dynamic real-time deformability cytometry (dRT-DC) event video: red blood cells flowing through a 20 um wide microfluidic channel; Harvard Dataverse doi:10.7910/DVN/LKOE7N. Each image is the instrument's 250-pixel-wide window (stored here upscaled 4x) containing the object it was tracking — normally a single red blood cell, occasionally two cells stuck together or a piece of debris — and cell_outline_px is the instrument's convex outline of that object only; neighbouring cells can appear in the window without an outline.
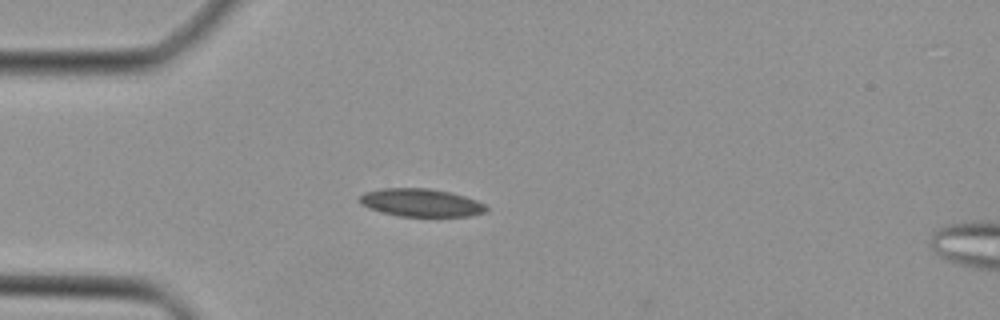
{"species": "Egyptian fruit bat (a non-hibernating species)", "species_latin": "Rousettus aegyptiacus", "temperature_condition": "cold", "stored_images_in_passage": 27, "camera_frame_rate_fps": 3000, "um_per_image_px": 0.085, "animal": {"sex": "female"}, "frame": {"image": 1, "passage_image": 1, "time_ms": 0.0, "image_size_px": [1000, 320], "cell_outline_px": [[488, 208], [484, 212], [468, 216], [400, 216], [384, 212], [360, 204], [360, 196], [364, 192], [384, 188], [428, 188], [448, 192], [464, 196], [476, 200], [484, 204]], "centroid_in_image_um": [35.79, 17.22], "position_along_channel_um": 49.2, "area_um2": 20.23}}
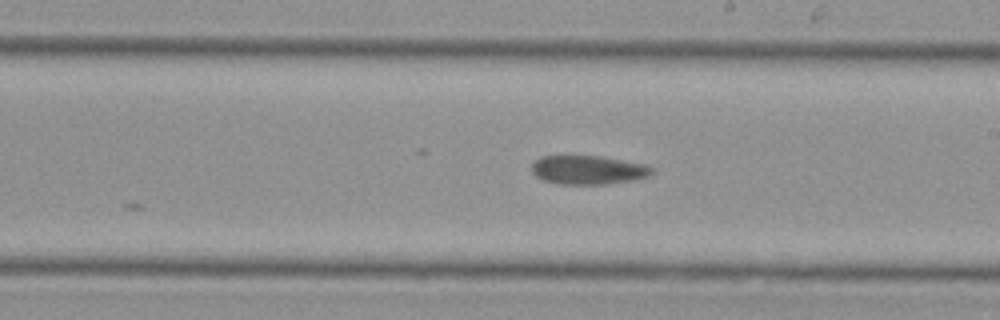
{"frame": {"image": 2, "passage_image": 15, "time_ms": 4.667, "image_size_px": [1000, 320], "cell_outline_px": [[656, 172], [648, 176], [636, 180], [608, 184], [560, 184], [544, 180], [536, 176], [532, 172], [532, 164], [540, 156], [600, 156], [648, 164], [656, 168]], "centroid_in_image_um": [50.08, 14.44], "position_along_channel_um": 238.9, "area_um2": 20.52}}
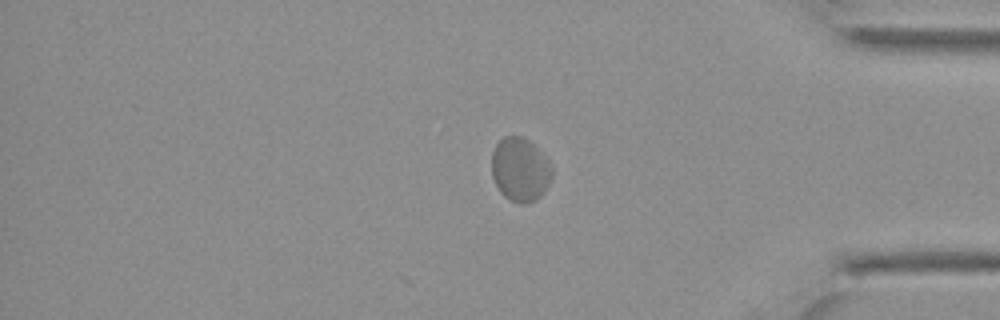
{"frame": {"image": 3, "passage_image": 27, "time_ms": 8.667, "image_size_px": [1000, 320], "cell_outline_px": [[552, 176], [544, 192], [536, 200], [528, 204], [520, 204], [504, 196], [500, 192], [492, 176], [492, 152], [496, 144], [504, 136], [520, 136], [528, 140], [548, 160], [552, 168]], "centroid_in_image_um": [44.2, 14.43], "position_along_channel_um": 391.0, "area_um2": 22.31}}